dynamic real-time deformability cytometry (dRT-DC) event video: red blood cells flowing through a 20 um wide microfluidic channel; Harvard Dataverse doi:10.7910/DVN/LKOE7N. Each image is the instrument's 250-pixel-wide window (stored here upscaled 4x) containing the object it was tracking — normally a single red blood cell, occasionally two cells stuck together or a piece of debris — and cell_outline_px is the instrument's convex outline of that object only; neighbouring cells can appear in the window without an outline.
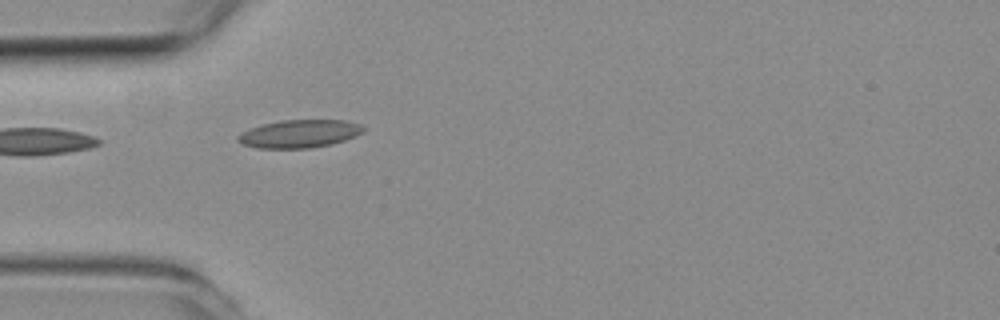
{"species": "common noctule bat (a hibernating species)", "species_latin": "Nyctalus noctula", "temperature_condition": "room temperature", "stored_images_in_passage": 31, "camera_frame_rate_fps": 3000, "um_per_image_px": 0.085, "animal": {"sex": "female", "body_mass_g": 19.3, "forearm_length_mm": 54.1}, "frame": {"image": 1, "passage_image": 1, "time_ms": 0.0, "image_size_px": [1000, 320], "cell_outline_px": [[364, 132], [344, 140], [332, 144], [308, 148], [260, 148], [244, 144], [236, 140], [236, 136], [252, 128], [264, 124], [280, 120], [344, 120], [360, 124], [364, 128]], "centroid_in_image_um": [25.47, 11.36], "position_along_channel_um": 59.5, "area_um2": 20.17}}
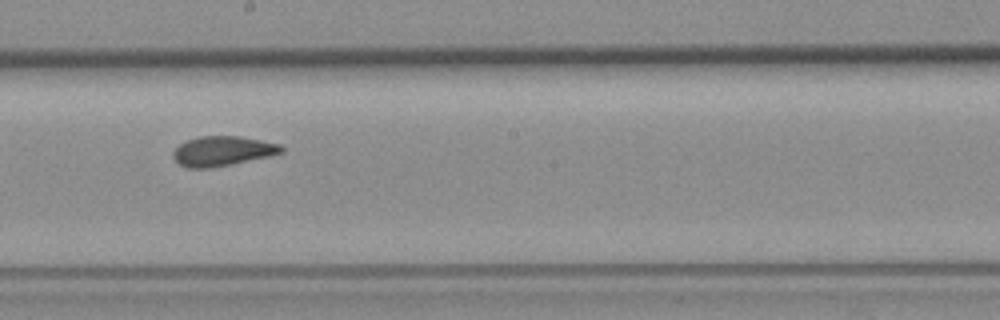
{"frame": {"image": 2, "passage_image": 14, "time_ms": 4.333, "image_size_px": [1000, 320], "cell_outline_px": [[284, 152], [268, 156], [232, 164], [208, 168], [188, 168], [180, 164], [172, 156], [172, 152], [180, 144], [188, 140], [200, 136], [240, 136], [280, 144], [284, 148]], "centroid_in_image_um": [18.92, 12.84], "position_along_channel_um": 229.3, "area_um2": 18.61}}
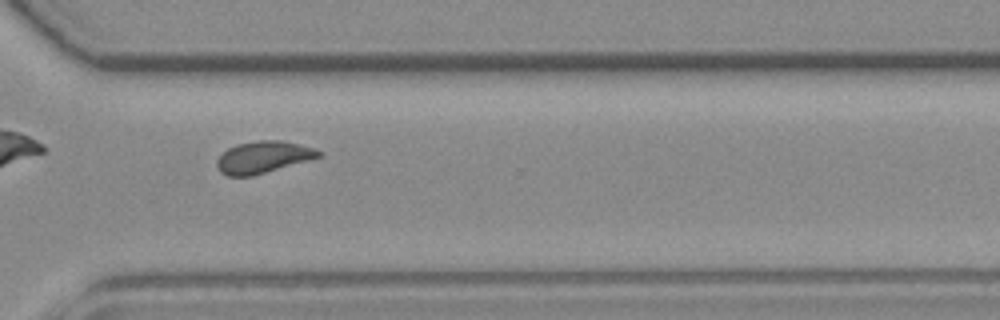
{"frame": {"image": 3, "passage_image": 23, "time_ms": 7.333, "image_size_px": [1000, 320], "cell_outline_px": [[320, 156], [252, 176], [228, 176], [220, 172], [216, 164], [216, 160], [228, 148], [236, 144], [256, 140], [280, 140], [312, 148], [320, 152]], "centroid_in_image_um": [22.28, 13.35], "position_along_channel_um": 348.3, "area_um2": 18.44}, "authors_computed_cell_mechanics": {"area_um2": 18.785, "velocity_mm_per_s": 3.9676, "shape_relaxation_time_tau1_ms": null, "shape_relaxation_time_tau2_ms": 1.8832, "deformation_change_tau1": null, "deformation_change_tau2": 0.0449}}